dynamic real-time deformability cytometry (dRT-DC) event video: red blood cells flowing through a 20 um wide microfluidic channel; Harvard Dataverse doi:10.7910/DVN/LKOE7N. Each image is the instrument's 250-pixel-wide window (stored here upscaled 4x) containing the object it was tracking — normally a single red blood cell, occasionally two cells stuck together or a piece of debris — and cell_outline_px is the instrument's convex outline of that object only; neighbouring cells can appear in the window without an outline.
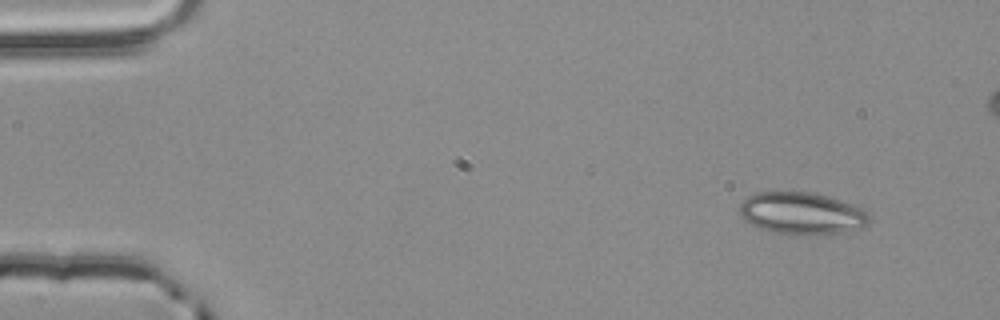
{"species": "common noctule bat (a hibernating species)", "species_latin": "Nyctalus noctula", "temperature_condition": "room temperature", "stored_images_in_passage": 4, "camera_frame_rate_fps": 3000, "um_per_image_px": 0.085, "animal": {"sex": "male", "body_mass_g": 20.4}, "frame": {"image": 1, "passage_image": 1, "time_ms": 0.0, "image_size_px": [1000, 320], "cell_outline_px": [[872, 220], [868, 224], [860, 228], [844, 232], [816, 236], [776, 232], [760, 228], [744, 220], [740, 216], [740, 204], [748, 196], [756, 192], [808, 192], [828, 196], [840, 200], [860, 208], [868, 212]], "centroid_in_image_um": [68.18, 18.14], "position_along_channel_um": 16.8, "area_um2": 31.85}}